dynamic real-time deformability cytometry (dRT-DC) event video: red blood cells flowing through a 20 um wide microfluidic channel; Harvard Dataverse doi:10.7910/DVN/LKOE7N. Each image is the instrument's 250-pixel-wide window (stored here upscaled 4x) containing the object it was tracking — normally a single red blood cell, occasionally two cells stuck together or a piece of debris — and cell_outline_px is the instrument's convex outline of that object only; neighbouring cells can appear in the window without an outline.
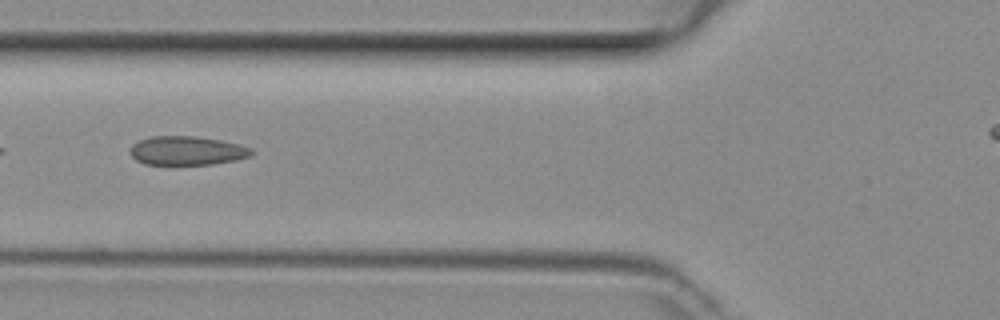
{"species": "common noctule bat (a hibernating species)", "species_latin": "Nyctalus noctula", "temperature_condition": "room temperature", "stored_images_in_passage": 29, "camera_frame_rate_fps": 3000, "um_per_image_px": 0.085, "animal": {"sex": "female", "body_mass_g": 29.2, "forearm_length_mm": 56.3}, "frame": {"image": 1, "passage_image": 4, "time_ms": 1.0, "image_size_px": [1000, 320], "cell_outline_px": [[256, 152], [252, 156], [236, 160], [212, 164], [168, 168], [144, 164], [136, 160], [132, 156], [132, 144], [140, 140], [152, 136], [196, 136], [220, 140], [240, 144], [252, 148]], "centroid_in_image_um": [15.91, 12.86], "position_along_channel_um": 109.9, "area_um2": 21.44}}
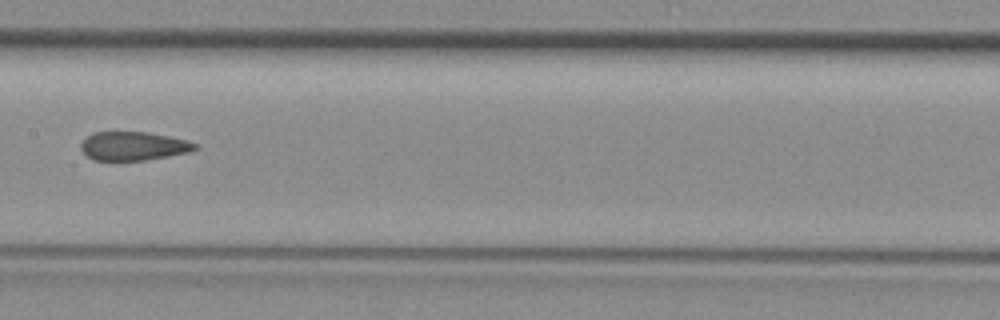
{"frame": {"image": 2, "passage_image": 10, "time_ms": 3.0, "image_size_px": [1000, 320], "cell_outline_px": [[200, 148], [188, 152], [168, 156], [144, 160], [92, 160], [80, 148], [80, 144], [92, 132], [148, 132], [168, 136], [184, 140], [196, 144]], "centroid_in_image_um": [11.32, 12.41], "position_along_channel_um": 196.1, "area_um2": 18.9}}
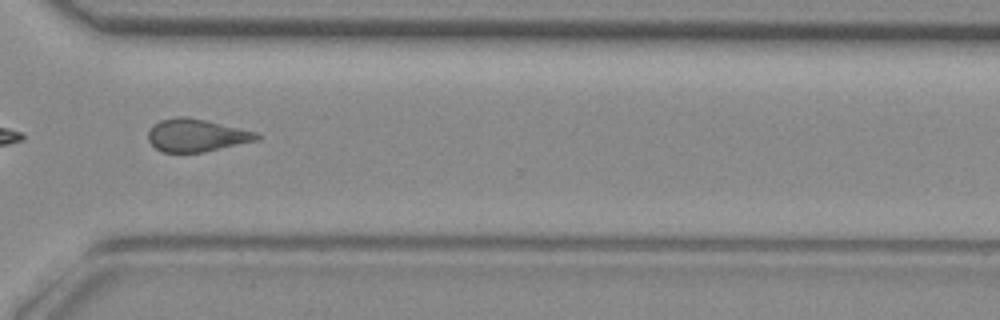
{"frame": {"image": 3, "passage_image": 21, "time_ms": 6.667, "image_size_px": [1000, 320], "cell_outline_px": [[260, 136], [256, 140], [204, 152], [160, 152], [148, 140], [148, 132], [152, 124], [160, 120], [172, 116], [188, 116], [256, 132]], "centroid_in_image_um": [16.62, 11.49], "position_along_channel_um": 354.0, "area_um2": 20.63}}